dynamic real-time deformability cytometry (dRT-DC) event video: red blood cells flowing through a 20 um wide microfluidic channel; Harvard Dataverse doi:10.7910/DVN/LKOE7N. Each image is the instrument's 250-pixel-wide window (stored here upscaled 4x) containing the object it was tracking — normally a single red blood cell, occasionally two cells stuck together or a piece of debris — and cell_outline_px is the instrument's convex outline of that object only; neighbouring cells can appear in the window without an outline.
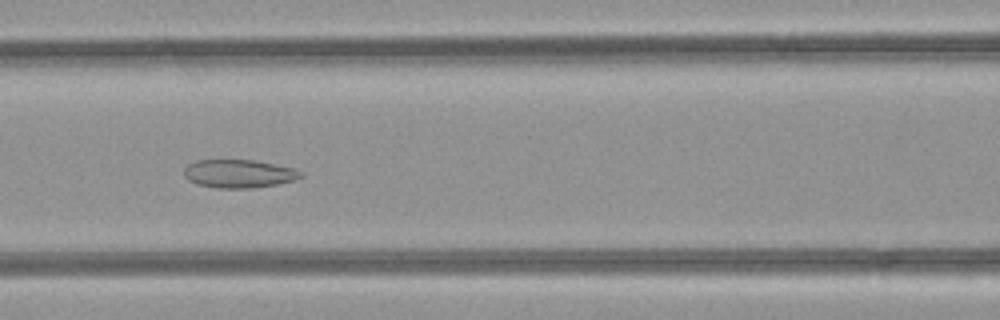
{"species": "common noctule bat (a hibernating species)", "species_latin": "Nyctalus noctula", "temperature_condition": "room temperature", "stored_images_in_passage": 49, "camera_frame_rate_fps": 3000, "um_per_image_px": 0.085, "animal": {"sex": "female", "body_mass_g": 21.9}, "frame": {"image": 1, "passage_image": 21, "time_ms": 6.667, "image_size_px": [1000, 320], "cell_outline_px": [[304, 176], [292, 180], [276, 184], [252, 188], [216, 188], [196, 184], [188, 180], [184, 176], [184, 168], [188, 164], [196, 160], [256, 160], [292, 168], [304, 172]], "centroid_in_image_um": [20.28, 14.76], "position_along_channel_um": 146.3, "area_um2": 19.25}}
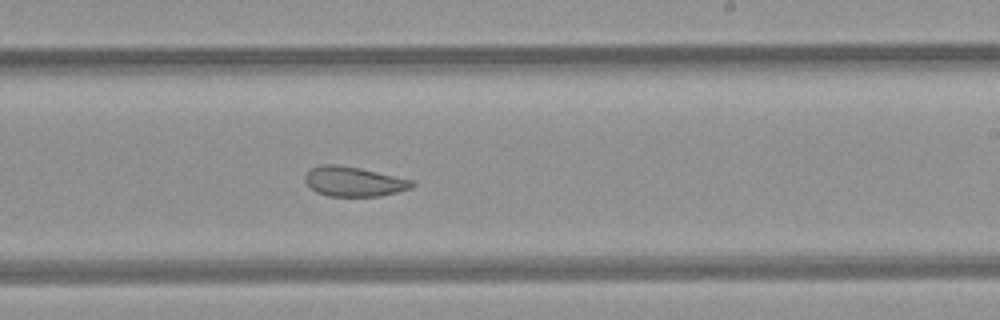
{"frame": {"image": 2, "passage_image": 29, "time_ms": 9.333, "image_size_px": [1000, 320], "cell_outline_px": [[416, 184], [412, 188], [380, 196], [328, 196], [316, 192], [304, 180], [304, 176], [312, 168], [320, 164], [336, 164], [360, 168], [412, 180]], "centroid_in_image_um": [30.07, 15.43], "position_along_channel_um": 258.9, "area_um2": 18.44}}
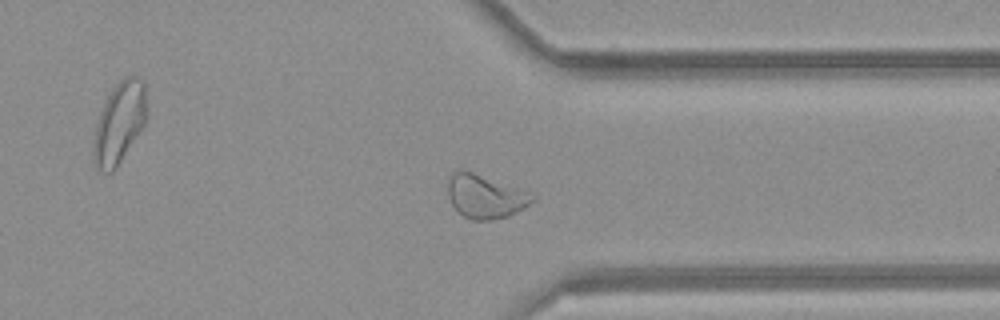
{"frame": {"image": 3, "passage_image": 37, "time_ms": 12.0, "image_size_px": [1000, 320], "cell_outline_px": [[536, 200], [524, 208], [508, 216], [492, 220], [472, 220], [464, 216], [452, 204], [448, 196], [448, 176], [452, 172], [460, 168], [472, 172], [528, 192], [536, 196]], "centroid_in_image_um": [41.23, 16.69], "position_along_channel_um": 370.2, "area_um2": 21.33}, "authors_computed_cell_mechanics": {"area_um2": 23.5246, "velocity_mm_per_s": 4.2356, "shape_relaxation_time_tau1_ms": null, "shape_relaxation_time_tau2_ms": 1.8626, "deformation_change_tau1": null, "deformation_change_tau2": 0.0833}}